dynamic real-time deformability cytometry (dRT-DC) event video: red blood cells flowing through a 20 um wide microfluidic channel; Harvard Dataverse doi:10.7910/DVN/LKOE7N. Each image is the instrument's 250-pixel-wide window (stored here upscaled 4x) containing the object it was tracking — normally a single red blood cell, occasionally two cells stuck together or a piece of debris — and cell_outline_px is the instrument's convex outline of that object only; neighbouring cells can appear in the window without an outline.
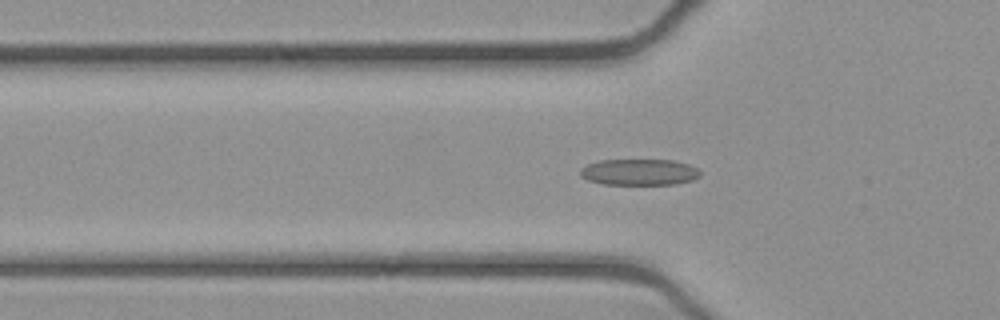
{"species": "common noctule bat (a hibernating species)", "species_latin": "Nyctalus noctula", "temperature_condition": "cold", "stored_images_in_passage": 37, "camera_frame_rate_fps": 3000, "um_per_image_px": 0.085, "animal": {"sex": "female", "body_mass_g": 21.9}, "frame": {"image": 1, "passage_image": 2, "time_ms": 0.333, "image_size_px": [1000, 320], "cell_outline_px": [[700, 176], [692, 180], [676, 184], [604, 184], [588, 180], [580, 176], [580, 168], [588, 164], [600, 160], [672, 160], [688, 164], [696, 168], [700, 172]], "centroid_in_image_um": [54.32, 14.63], "position_along_channel_um": 71.5, "area_um2": 18.26}}
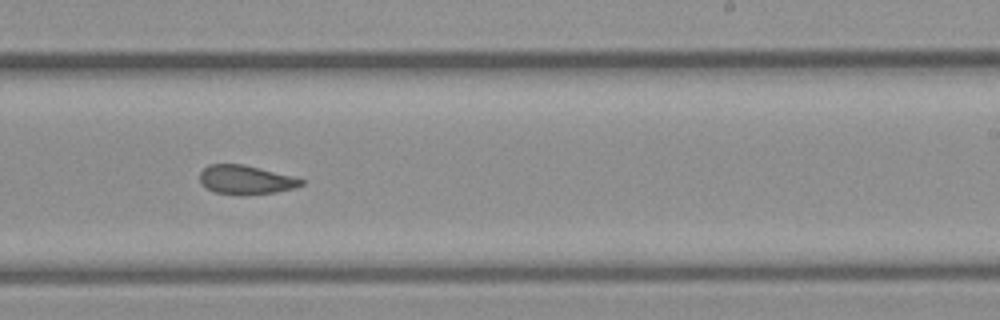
{"frame": {"image": 2, "passage_image": 17, "time_ms": 5.333, "image_size_px": [1000, 320], "cell_outline_px": [[304, 184], [292, 188], [276, 192], [240, 196], [216, 192], [200, 184], [200, 172], [208, 164], [244, 164], [292, 176], [304, 180]], "centroid_in_image_um": [20.86, 15.29], "position_along_channel_um": 268.1, "area_um2": 17.17}}
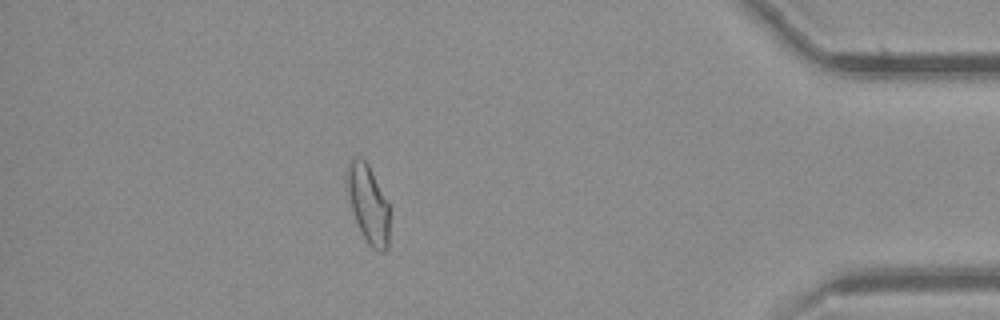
{"frame": {"image": 3, "passage_image": 31, "time_ms": 10.0, "image_size_px": [1000, 320], "cell_outline_px": [[388, 248], [384, 252], [380, 252], [372, 248], [368, 244], [356, 220], [352, 208], [344, 176], [348, 164], [352, 156], [360, 156], [368, 164], [388, 204]], "centroid_in_image_um": [31.27, 17.29], "position_along_channel_um": 403.9, "area_um2": 19.07}, "authors_computed_cell_mechanics": {"area_um2": 18.0914, "velocity_mm_per_s": 3.9131, "shape_relaxation_time_tau1_ms": null, "shape_relaxation_time_tau2_ms": 2.8908, "deformation_change_tau1": null, "deformation_change_tau2": 0.0963}}